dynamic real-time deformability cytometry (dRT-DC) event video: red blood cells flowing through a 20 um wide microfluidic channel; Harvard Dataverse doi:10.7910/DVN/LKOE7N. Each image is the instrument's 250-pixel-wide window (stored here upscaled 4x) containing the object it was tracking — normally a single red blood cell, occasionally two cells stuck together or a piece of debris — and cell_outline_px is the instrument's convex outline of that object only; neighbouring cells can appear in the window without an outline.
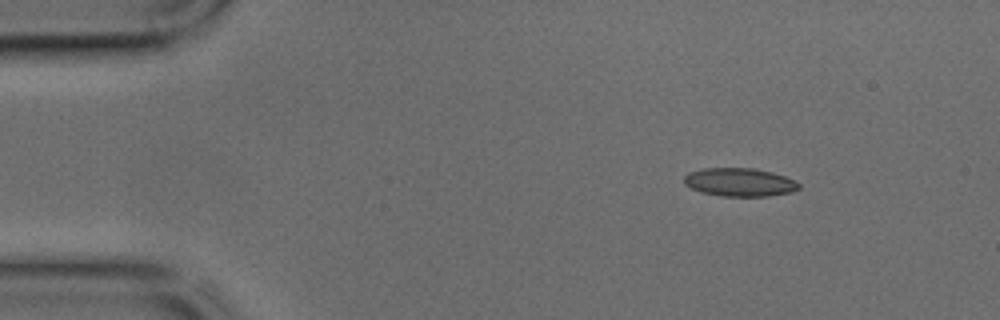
{"species": "common noctule bat (a hibernating species)", "species_latin": "Nyctalus noctula", "temperature_condition": "cold", "stored_images_in_passage": 8, "camera_frame_rate_fps": 3000, "um_per_image_px": 0.085, "animal": {"sex": "male", "body_mass_g": 17.9, "forearm_length_mm": 54.2}, "frame": {"image": 1, "passage_image": 1, "time_ms": 0.0, "image_size_px": [1000, 320], "cell_outline_px": [[800, 188], [792, 192], [768, 196], [720, 196], [704, 192], [692, 188], [684, 184], [684, 176], [688, 172], [704, 168], [752, 168], [772, 172], [784, 176], [800, 184]], "centroid_in_image_um": [62.86, 15.48], "position_along_channel_um": 22.1, "area_um2": 18.84}}